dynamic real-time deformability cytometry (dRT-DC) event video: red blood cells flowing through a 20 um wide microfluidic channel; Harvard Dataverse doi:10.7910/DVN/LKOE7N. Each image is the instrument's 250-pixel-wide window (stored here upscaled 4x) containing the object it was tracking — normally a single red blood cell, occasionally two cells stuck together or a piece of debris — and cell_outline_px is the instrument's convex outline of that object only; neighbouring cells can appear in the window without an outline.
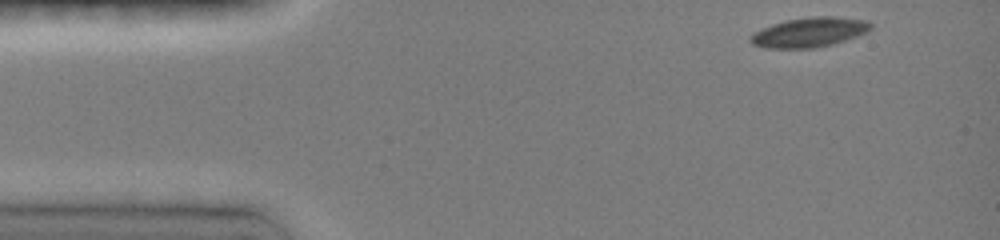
{"species": "common noctule bat (a hibernating species)", "species_latin": "Nyctalus noctula", "temperature_condition": "room temperature", "stored_images_in_passage": 38, "camera_frame_rate_fps": 3000, "um_per_image_px": 0.085, "animal": {"sex": "female", "body_mass_g": 19.0, "forearm_length_mm": 51.5}, "frame": {"image": 1, "passage_image": 1, "time_ms": 0.0, "image_size_px": [1000, 240], "cell_outline_px": [[872, 28], [868, 32], [832, 44], [812, 48], [764, 48], [752, 44], [748, 40], [748, 36], [752, 32], [772, 24], [784, 20], [816, 16], [832, 16], [868, 20], [872, 24]], "centroid_in_image_um": [68.76, 2.74], "position_along_channel_um": 16.2, "area_um2": 20.98}}
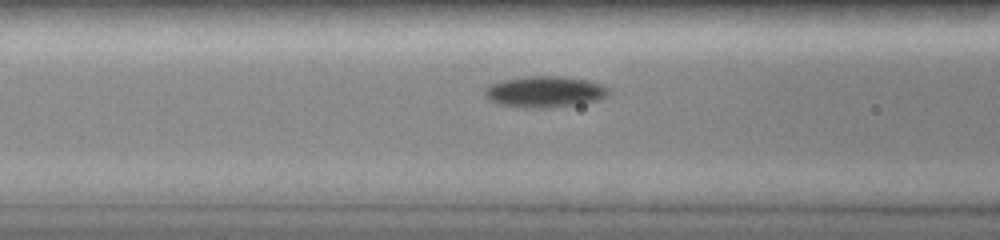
{"frame": {"image": 2, "passage_image": 15, "time_ms": 4.667, "image_size_px": [1000, 240], "cell_outline_px": [[608, 92], [604, 96], [596, 100], [580, 104], [544, 108], [524, 108], [500, 104], [488, 100], [484, 96], [484, 88], [488, 84], [504, 80], [528, 76], [564, 76], [588, 80], [604, 84], [608, 88]], "centroid_in_image_um": [46.26, 7.79], "position_along_channel_um": 120.3, "area_um2": 22.66}}
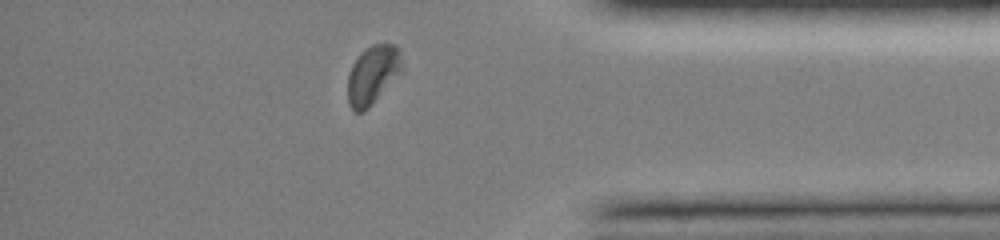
{"frame": {"image": 3, "passage_image": 34, "time_ms": 12.0, "image_size_px": [1000, 240], "cell_outline_px": [[404, 72], [364, 112], [356, 112], [348, 104], [348, 76], [352, 64], [360, 52], [364, 48], [372, 44], [396, 44], [400, 48], [404, 68]], "centroid_in_image_um": [31.73, 6.33], "position_along_channel_um": 403.5, "area_um2": 19.19}, "authors_computed_cell_mechanics": {"area_um2": 20.4034, "velocity_mm_per_s": 4.0078, "shape_relaxation_time_tau1_ms": 6.6259, "shape_relaxation_time_tau2_ms": null, "deformation_change_tau1": 0.1291, "deformation_change_tau2": null}}